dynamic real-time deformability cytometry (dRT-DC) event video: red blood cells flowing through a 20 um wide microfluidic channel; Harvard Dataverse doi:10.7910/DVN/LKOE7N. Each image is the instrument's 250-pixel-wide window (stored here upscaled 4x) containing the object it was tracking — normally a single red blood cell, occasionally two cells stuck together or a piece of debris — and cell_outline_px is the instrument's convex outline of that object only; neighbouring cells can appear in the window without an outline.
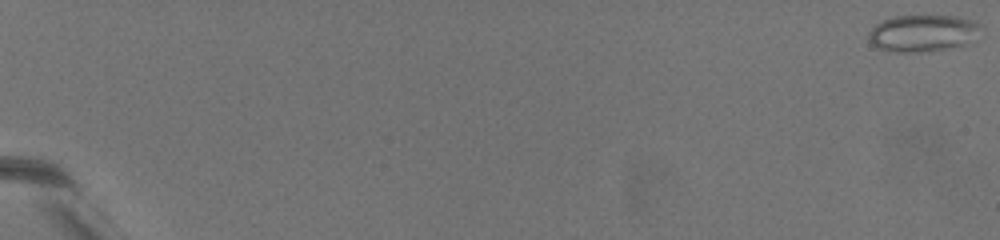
{"species": "common noctule bat (a hibernating species)", "species_latin": "Nyctalus noctula", "temperature_condition": "warm", "stored_images_in_passage": 57, "camera_frame_rate_fps": 3000, "um_per_image_px": 0.085, "animal": {"sex": "female", "body_mass_g": 19.5, "forearm_length_mm": 54.1}, "frame": {"image": 1, "passage_image": 1, "time_ms": 0.0, "image_size_px": [1000, 240], "cell_outline_px": [[980, 24], [976, 44], [916, 52], [892, 52], [880, 48], [872, 44], [868, 40], [868, 32], [876, 24], [892, 16], [956, 16]], "centroid_in_image_um": [78.46, 2.83], "position_along_channel_um": 6.5, "area_um2": 24.22}}
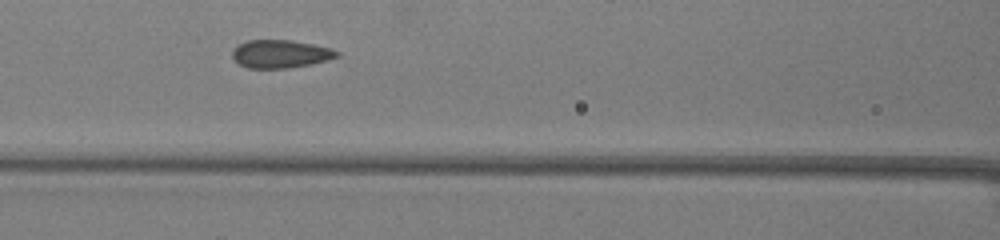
{"frame": {"image": 2, "passage_image": 35, "time_ms": 11.333, "image_size_px": [1000, 240], "cell_outline_px": [[340, 56], [328, 60], [288, 68], [248, 68], [240, 64], [232, 56], [232, 48], [248, 40], [292, 40], [312, 44], [328, 48], [340, 52]], "centroid_in_image_um": [23.83, 4.58], "position_along_channel_um": 142.8, "area_um2": 16.94}}
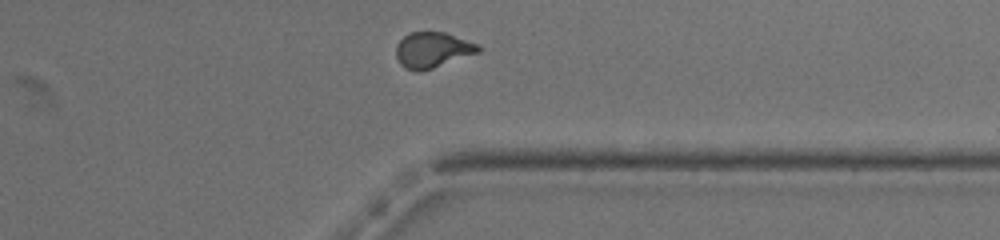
{"frame": {"image": 3, "passage_image": 57, "time_ms": 18.667, "image_size_px": [1000, 240], "cell_outline_px": [[480, 52], [420, 72], [404, 68], [400, 64], [396, 56], [396, 44], [408, 32], [444, 32], [480, 44]], "centroid_in_image_um": [36.76, 4.24], "position_along_channel_um": 374.6, "area_um2": 17.11}}